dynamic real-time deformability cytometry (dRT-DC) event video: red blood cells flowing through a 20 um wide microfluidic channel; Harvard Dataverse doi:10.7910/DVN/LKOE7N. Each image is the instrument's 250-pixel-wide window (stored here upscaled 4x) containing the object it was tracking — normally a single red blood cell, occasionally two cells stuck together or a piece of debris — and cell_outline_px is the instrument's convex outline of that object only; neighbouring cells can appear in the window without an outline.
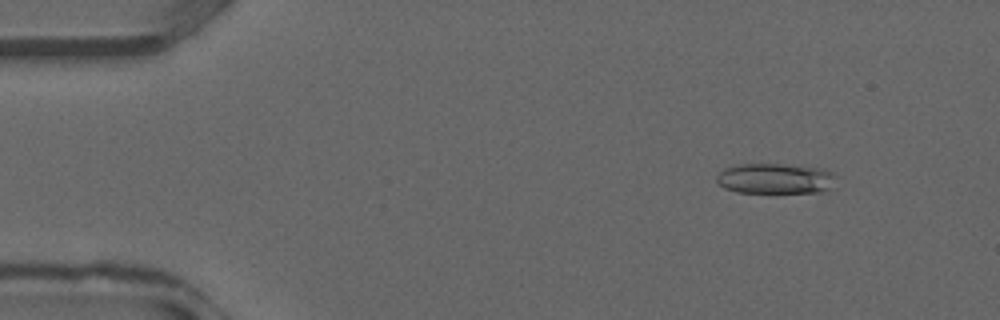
{"species": "common noctule bat (a hibernating species)", "species_latin": "Nyctalus noctula", "temperature_condition": "warm", "stored_images_in_passage": 13, "camera_frame_rate_fps": 3000, "um_per_image_px": 0.085, "animal": {"sex": "male", "forearm_length_mm": 52.5}, "frame": {"image": 1, "passage_image": 1, "time_ms": 0.0, "image_size_px": [1000, 320], "cell_outline_px": [[840, 176], [836, 188], [820, 192], [736, 192], [724, 188], [716, 180], [716, 176], [724, 168], [740, 164], [780, 164], [820, 168], [832, 172]], "centroid_in_image_um": [66.01, 15.18], "position_along_channel_um": 19.0, "area_um2": 21.56}}